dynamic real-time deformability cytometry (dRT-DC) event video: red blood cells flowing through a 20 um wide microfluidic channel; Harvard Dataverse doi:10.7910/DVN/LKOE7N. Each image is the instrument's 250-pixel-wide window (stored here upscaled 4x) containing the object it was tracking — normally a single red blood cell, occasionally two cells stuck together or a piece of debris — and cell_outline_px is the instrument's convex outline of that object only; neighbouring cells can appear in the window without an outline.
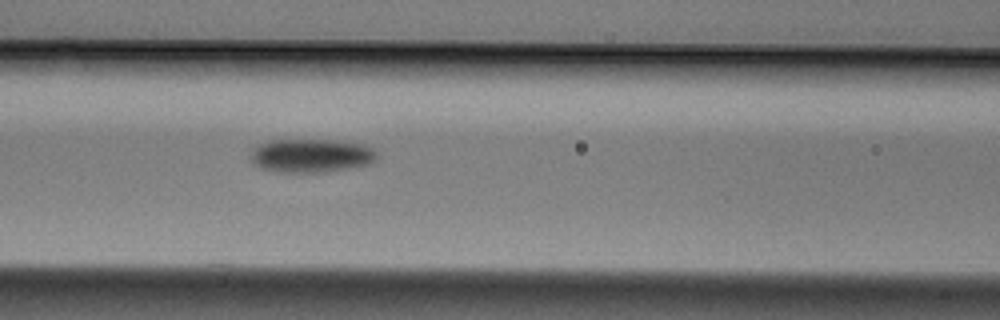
{"species": "Egyptian fruit bat (a non-hibernating species)", "species_latin": "Rousettus aegyptiacus", "temperature_condition": "cold", "stored_images_in_passage": 6, "camera_frame_rate_fps": 3000, "um_per_image_px": 0.085, "animal": {"sex": "male"}, "frame": {"image": 1, "passage_image": 6, "time_ms": 1.667, "image_size_px": [1000, 320], "cell_outline_px": [[376, 160], [368, 164], [348, 168], [324, 172], [276, 172], [260, 168], [252, 164], [248, 156], [252, 148], [268, 140], [344, 140], [364, 144], [372, 148], [376, 152]], "centroid_in_image_um": [26.39, 13.22], "position_along_channel_um": 140.2, "area_um2": 25.14}}